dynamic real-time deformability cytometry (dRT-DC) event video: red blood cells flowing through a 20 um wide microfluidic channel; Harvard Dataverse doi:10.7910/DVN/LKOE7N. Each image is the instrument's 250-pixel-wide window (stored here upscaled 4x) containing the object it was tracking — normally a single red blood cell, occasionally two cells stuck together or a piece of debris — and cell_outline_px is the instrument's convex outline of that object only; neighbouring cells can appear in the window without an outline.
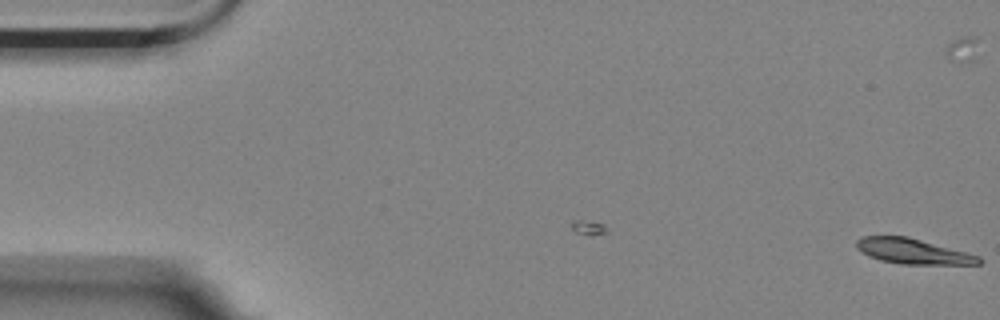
{"species": "Egyptian fruit bat (a non-hibernating species)", "species_latin": "Rousettus aegyptiacus", "temperature_condition": "room temperature", "stored_images_in_passage": 2, "camera_frame_rate_fps": 3000, "um_per_image_px": 0.085, "animal": {"sex": "female"}, "frame": {"image": 1, "passage_image": 2, "time_ms": 0.333, "image_size_px": [1000, 320], "cell_outline_px": [[984, 260], [980, 264], [900, 264], [880, 260], [868, 256], [856, 248], [856, 240], [864, 236], [908, 236], [968, 252], [980, 256]], "centroid_in_image_um": [77.63, 21.36], "position_along_channel_um": 7.4, "area_um2": 18.21}}